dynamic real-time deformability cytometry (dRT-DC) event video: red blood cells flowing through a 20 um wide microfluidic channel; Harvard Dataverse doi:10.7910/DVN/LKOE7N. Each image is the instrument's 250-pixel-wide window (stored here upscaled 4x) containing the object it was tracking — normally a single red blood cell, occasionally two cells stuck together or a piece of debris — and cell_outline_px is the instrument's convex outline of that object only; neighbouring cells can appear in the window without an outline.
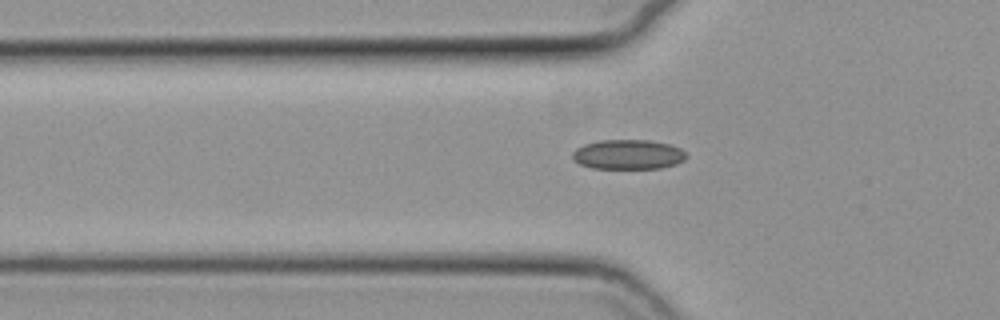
{"species": "common noctule bat (a hibernating species)", "species_latin": "Nyctalus noctula", "temperature_condition": "cold", "stored_images_in_passage": 43, "camera_frame_rate_fps": 3000, "um_per_image_px": 0.085, "animal": {"sex": "female", "body_mass_g": 19.3, "forearm_length_mm": 54.1}, "frame": {"image": 1, "passage_image": 10, "time_ms": 3.0, "image_size_px": [1000, 320], "cell_outline_px": [[688, 156], [684, 160], [676, 164], [660, 168], [592, 168], [580, 164], [572, 160], [572, 152], [576, 148], [584, 144], [600, 140], [648, 140], [672, 144], [680, 148]], "centroid_in_image_um": [53.38, 13.12], "position_along_channel_um": 72.4, "area_um2": 19.83}}
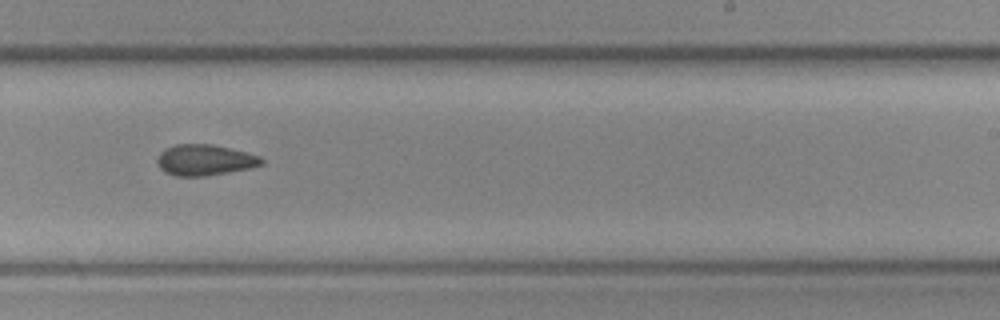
{"frame": {"image": 2, "passage_image": 26, "time_ms": 8.333, "image_size_px": [1000, 320], "cell_outline_px": [[264, 164], [252, 168], [204, 176], [176, 176], [164, 172], [160, 168], [156, 160], [160, 152], [176, 144], [212, 144], [260, 156], [264, 160]], "centroid_in_image_um": [17.41, 13.61], "position_along_channel_um": 271.6, "area_um2": 18.73}}
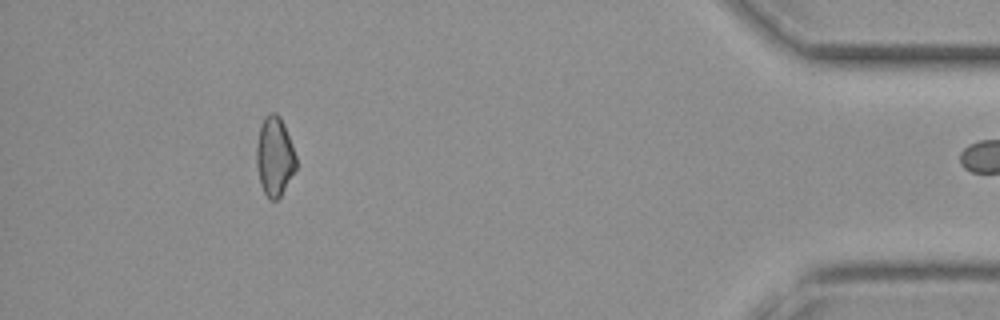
{"frame": {"image": 3, "passage_image": 42, "time_ms": 13.667, "image_size_px": [1000, 320], "cell_outline_px": [[296, 168], [280, 196], [276, 200], [268, 200], [260, 184], [256, 164], [256, 144], [260, 128], [264, 116], [268, 112], [276, 112], [280, 116], [296, 156]], "centroid_in_image_um": [23.31, 13.29], "position_along_channel_um": 411.9, "area_um2": 18.21}}